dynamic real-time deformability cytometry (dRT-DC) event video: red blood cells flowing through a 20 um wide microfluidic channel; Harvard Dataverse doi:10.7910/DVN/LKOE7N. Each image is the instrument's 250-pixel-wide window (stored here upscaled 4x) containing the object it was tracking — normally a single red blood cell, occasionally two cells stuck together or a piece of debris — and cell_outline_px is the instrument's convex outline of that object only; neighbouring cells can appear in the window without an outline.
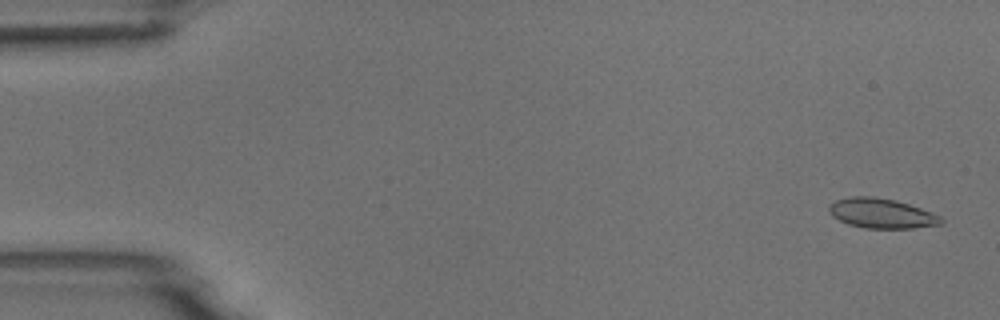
{"species": "common noctule bat (a hibernating species)", "species_latin": "Nyctalus noctula", "temperature_condition": "room temperature", "stored_images_in_passage": 5, "segment_of_instrument_passage": [2, 2], "camera_frame_rate_fps": 3000, "um_per_image_px": 0.085, "animal": {"sex": "male", "body_mass_g": 18.8}, "frame": {"image": 1, "passage_image": 5, "time_ms": 5.667, "image_size_px": [1000, 320], "cell_outline_px": [[944, 224], [912, 228], [864, 228], [848, 224], [832, 216], [828, 212], [828, 204], [836, 200], [848, 196], [872, 196], [896, 200], [932, 212], [940, 216], [944, 220]], "centroid_in_image_um": [74.91, 18.13], "position_along_channel_um": 10.1, "area_um2": 19.65}}